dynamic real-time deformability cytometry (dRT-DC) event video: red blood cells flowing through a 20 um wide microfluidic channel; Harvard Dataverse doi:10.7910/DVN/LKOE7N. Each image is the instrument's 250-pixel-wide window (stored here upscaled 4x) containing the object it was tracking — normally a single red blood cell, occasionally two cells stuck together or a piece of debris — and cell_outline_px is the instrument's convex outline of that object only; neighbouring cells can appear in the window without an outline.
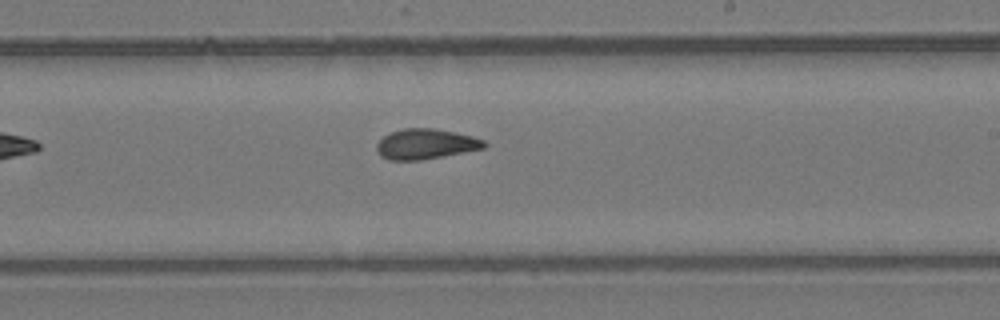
{"species": "common noctule bat (a hibernating species)", "species_latin": "Nyctalus noctula", "temperature_condition": "room temperature", "stored_images_in_passage": 7, "segment_of_instrument_passage": [1, 2], "camera_frame_rate_fps": 3000, "um_per_image_px": 0.085, "animal": {"sex": "female", "body_mass_g": 24.6, "forearm_length_mm": 56.2}, "frame": {"image": 1, "passage_image": 6, "time_ms": 6.0, "image_size_px": [1000, 320], "cell_outline_px": [[488, 144], [484, 148], [444, 156], [420, 160], [388, 160], [380, 156], [376, 152], [376, 144], [384, 136], [400, 128], [436, 128], [472, 136], [484, 140]], "centroid_in_image_um": [36.16, 12.24], "position_along_channel_um": 252.8, "area_um2": 19.07}}